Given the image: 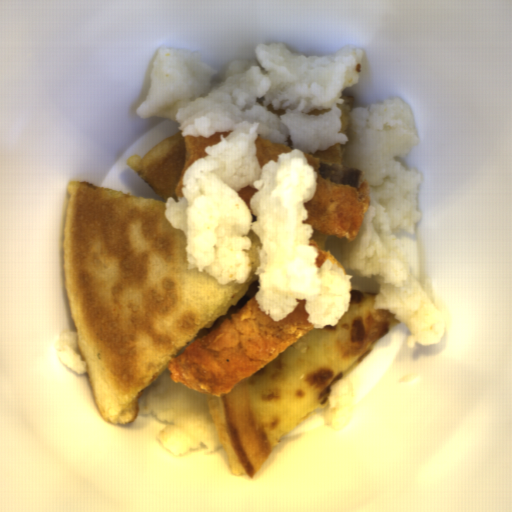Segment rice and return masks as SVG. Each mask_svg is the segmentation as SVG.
I'll return each instance as SVG.
<instances>
[{
    "instance_id": "4",
    "label": "rice",
    "mask_w": 512,
    "mask_h": 512,
    "mask_svg": "<svg viewBox=\"0 0 512 512\" xmlns=\"http://www.w3.org/2000/svg\"><path fill=\"white\" fill-rule=\"evenodd\" d=\"M57 356L62 364L77 374H84L86 362L78 350V331L60 335Z\"/></svg>"
},
{
    "instance_id": "2",
    "label": "rice",
    "mask_w": 512,
    "mask_h": 512,
    "mask_svg": "<svg viewBox=\"0 0 512 512\" xmlns=\"http://www.w3.org/2000/svg\"><path fill=\"white\" fill-rule=\"evenodd\" d=\"M154 413L168 424L159 437L163 447L173 456L197 447L210 451L222 449L215 431L207 394L193 390L182 382L171 381L170 372H163L151 388L147 401L141 403L136 414Z\"/></svg>"
},
{
    "instance_id": "1",
    "label": "rice",
    "mask_w": 512,
    "mask_h": 512,
    "mask_svg": "<svg viewBox=\"0 0 512 512\" xmlns=\"http://www.w3.org/2000/svg\"><path fill=\"white\" fill-rule=\"evenodd\" d=\"M254 54L231 60L221 83L211 84L217 71L200 52L158 50L148 94L135 109L141 119L176 121L182 137L232 131L186 169L182 197L165 202L167 220L184 231L188 268L222 285L246 281L252 268L249 233L255 232L262 247L253 297L275 322L304 299L314 329L334 326L348 311L352 277L359 274L378 285L374 309L390 312L410 331V349L415 343L440 344L445 316L409 269L396 236L401 230L415 233L421 219V176L400 162L419 143L408 104L398 97L354 107L341 133L343 112L337 104H344L340 96L347 87L360 82L362 49L346 45L313 56L292 53L280 42L257 44ZM269 104L286 114L278 118L266 111ZM325 108L332 110L307 114ZM257 136L294 149L261 169ZM334 144L341 145L340 165L364 171L369 185L370 206L352 241L302 224L308 217L303 203L317 189L316 173L303 153ZM245 185L259 189L250 202L253 214L237 196ZM312 239L332 253L346 276L329 261L316 269L318 252L308 245Z\"/></svg>"
},
{
    "instance_id": "3",
    "label": "rice",
    "mask_w": 512,
    "mask_h": 512,
    "mask_svg": "<svg viewBox=\"0 0 512 512\" xmlns=\"http://www.w3.org/2000/svg\"><path fill=\"white\" fill-rule=\"evenodd\" d=\"M354 392L346 377L330 385L323 411V420L327 428L341 431L351 421L355 410Z\"/></svg>"
}]
</instances>
